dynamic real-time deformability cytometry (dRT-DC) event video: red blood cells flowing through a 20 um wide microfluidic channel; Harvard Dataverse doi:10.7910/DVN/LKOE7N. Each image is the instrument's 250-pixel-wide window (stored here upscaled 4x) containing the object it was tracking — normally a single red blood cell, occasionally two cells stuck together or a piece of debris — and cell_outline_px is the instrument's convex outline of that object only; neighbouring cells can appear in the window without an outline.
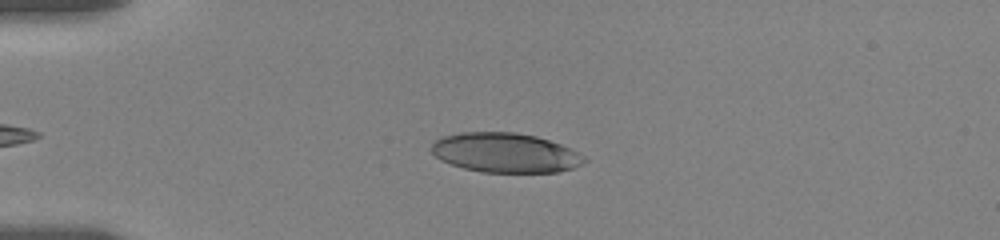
{"species": "human", "species_latin": "Homo sapiens", "temperature_condition": "room temperature", "stored_images_in_passage": 15, "camera_frame_rate_fps": 3000, "um_per_image_px": 0.085, "donor": {"sex": "female"}, "frame": {"image": 1, "passage_image": 9, "time_ms": 4.667, "image_size_px": [1000, 240], "cell_outline_px": [[588, 160], [572, 168], [560, 172], [480, 172], [464, 168], [440, 160], [432, 152], [432, 144], [440, 136], [460, 132], [516, 132], [536, 136], [560, 144], [584, 156]], "centroid_in_image_um": [42.92, 12.98], "position_along_channel_um": 42.1, "area_um2": 35.14}}
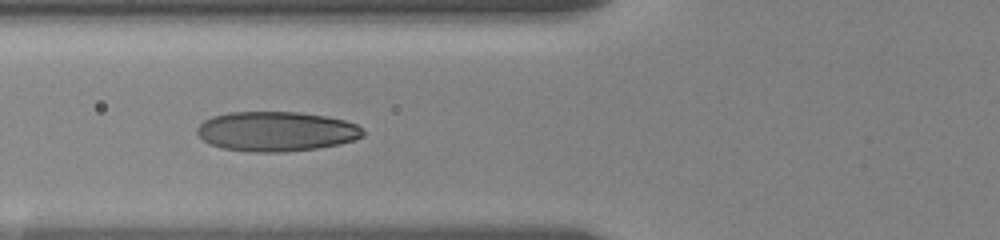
{"frame": {"image": 2, "passage_image": 13, "time_ms": 7.333, "image_size_px": [1000, 240], "cell_outline_px": [[364, 136], [356, 140], [340, 144], [316, 148], [284, 152], [248, 152], [224, 148], [208, 144], [196, 132], [196, 128], [204, 120], [212, 116], [228, 112], [296, 112], [324, 116], [344, 120], [356, 124], [364, 132]], "centroid_in_image_um": [23.47, 11.17], "position_along_channel_um": 102.3, "area_um2": 38.49}}
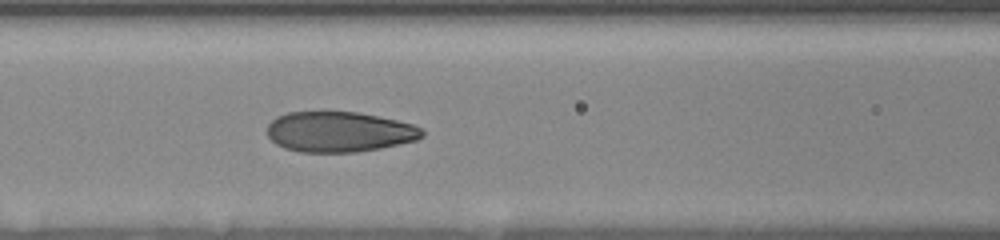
{"frame": {"image": 3, "passage_image": 15, "time_ms": 8.333, "image_size_px": [1000, 240], "cell_outline_px": [[424, 136], [416, 140], [380, 148], [356, 152], [300, 152], [284, 148], [276, 144], [268, 136], [268, 124], [276, 116], [288, 112], [356, 112], [396, 120], [412, 124], [420, 128], [424, 132]], "centroid_in_image_um": [28.81, 11.21], "position_along_channel_um": 137.8, "area_um2": 36.3}}